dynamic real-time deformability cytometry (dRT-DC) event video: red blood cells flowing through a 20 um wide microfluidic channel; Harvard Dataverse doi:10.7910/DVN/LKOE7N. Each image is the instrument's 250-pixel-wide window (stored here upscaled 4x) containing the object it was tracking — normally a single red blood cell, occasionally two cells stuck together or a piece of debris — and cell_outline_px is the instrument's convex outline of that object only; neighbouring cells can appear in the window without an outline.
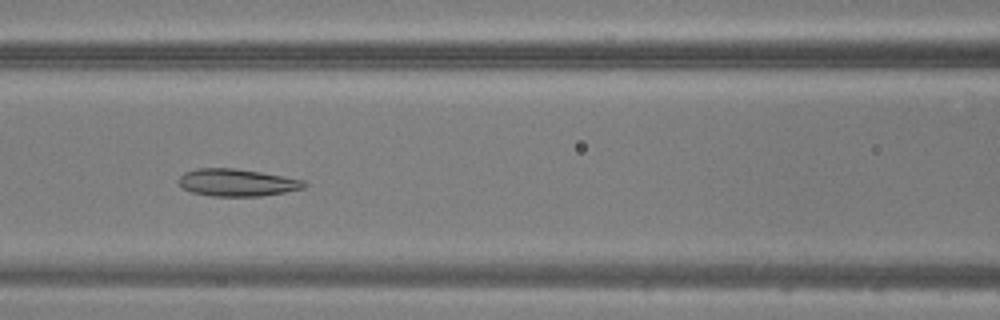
{"species": "common noctule bat (a hibernating species)", "species_latin": "Nyctalus noctula", "temperature_condition": "warm", "stored_images_in_passage": 49, "camera_frame_rate_fps": 3000, "um_per_image_px": 0.085, "animal": {"sex": "male", "body_mass_g": 20.5, "forearm_length_mm": 52.5}, "frame": {"image": 1, "passage_image": 22, "time_ms": 7.0, "image_size_px": [1000, 320], "cell_outline_px": [[308, 184], [304, 188], [284, 192], [260, 196], [212, 196], [192, 192], [184, 188], [180, 184], [180, 176], [184, 172], [196, 168], [236, 168], [284, 176], [304, 180]], "centroid_in_image_um": [20.17, 15.51], "position_along_channel_um": 146.4, "area_um2": 19.88}}
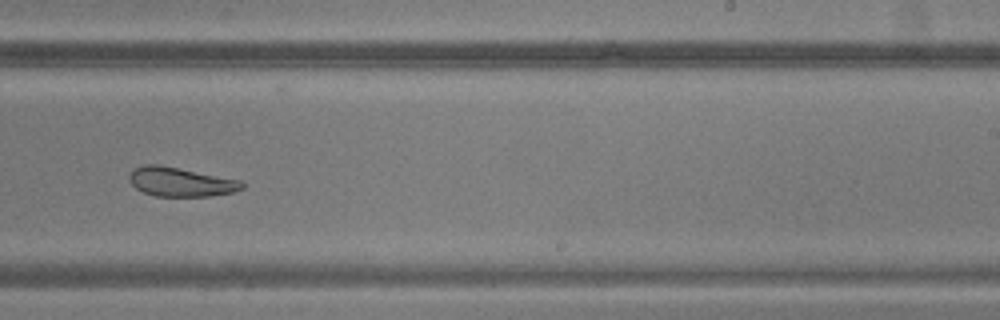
{"frame": {"image": 2, "passage_image": 31, "time_ms": 10.0, "image_size_px": [1000, 320], "cell_outline_px": [[244, 188], [232, 192], [208, 196], [156, 196], [144, 192], [136, 188], [132, 184], [128, 176], [132, 168], [144, 164], [160, 164], [240, 180], [244, 184]], "centroid_in_image_um": [15.32, 15.44], "position_along_channel_um": 273.7, "area_um2": 19.13}}
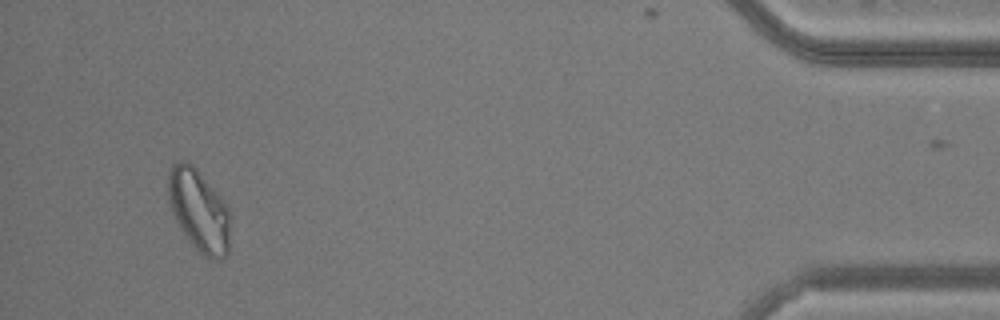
{"frame": {"image": 3, "passage_image": 46, "time_ms": 15.0, "image_size_px": [1000, 320], "cell_outline_px": [[228, 252], [220, 260], [208, 260], [188, 240], [176, 220], [172, 212], [168, 200], [168, 172], [172, 164], [176, 160], [188, 160], [196, 168], [228, 204]], "centroid_in_image_um": [16.88, 17.85], "position_along_channel_um": 418.3, "area_um2": 29.71}}